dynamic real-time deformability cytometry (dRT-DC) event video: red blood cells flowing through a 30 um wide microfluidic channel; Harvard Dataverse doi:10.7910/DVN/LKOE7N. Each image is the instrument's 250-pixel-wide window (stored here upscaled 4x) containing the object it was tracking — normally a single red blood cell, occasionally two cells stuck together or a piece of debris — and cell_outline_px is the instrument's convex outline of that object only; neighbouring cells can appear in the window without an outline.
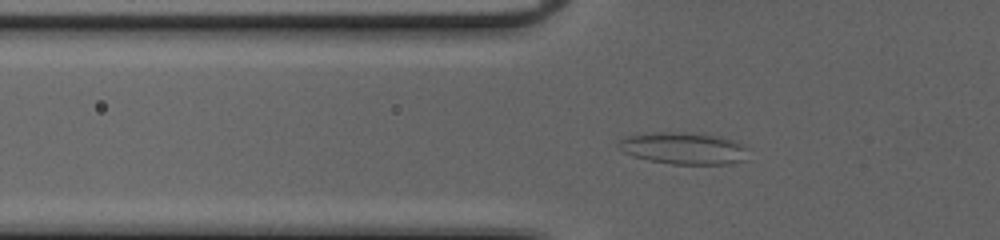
{"species": "common noctule bat (a hibernating species)", "species_latin": "Nyctalus noctula", "temperature_condition": "cold", "stored_images_in_passage": 47, "camera_frame_rate_fps": 3000, "um_per_image_px": 0.085, "animal": {"sex": "female", "body_mass_g": 20.0, "forearm_length_mm": 54.0}, "frame": {"image": 1, "passage_image": 14, "time_ms": 4.333, "image_size_px": [1000, 240], "cell_outline_px": [[744, 148], [740, 160], [728, 164], [672, 164], [648, 160], [624, 152], [616, 148], [616, 144], [620, 140], [628, 136], [656, 132], [704, 132], [732, 140], [740, 144]], "centroid_in_image_um": [58.0, 12.58], "position_along_channel_um": 67.8, "area_um2": 23.76}}
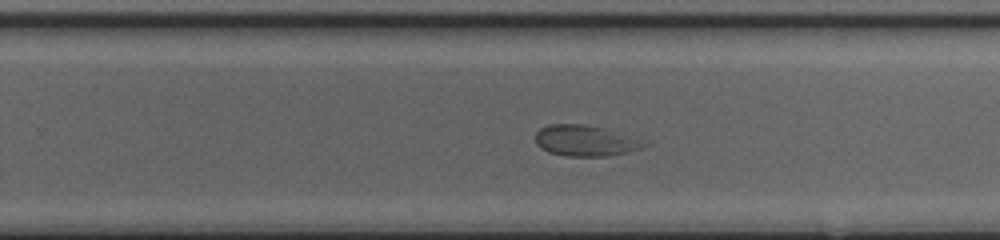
{"frame": {"image": 2, "passage_image": 30, "time_ms": 9.667, "image_size_px": [1000, 240], "cell_outline_px": [[652, 144], [628, 152], [608, 156], [564, 156], [548, 152], [540, 148], [536, 144], [536, 132], [540, 128], [548, 124], [584, 124], [604, 128]], "centroid_in_image_um": [49.71, 11.96], "position_along_channel_um": 280.1, "area_um2": 19.54}}
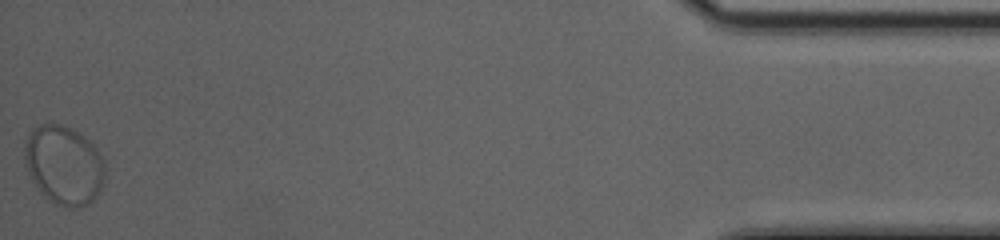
{"frame": {"image": 3, "passage_image": 47, "time_ms": 15.333, "image_size_px": [1000, 240], "cell_outline_px": [[104, 176], [100, 188], [92, 200], [88, 204], [80, 208], [72, 208], [56, 204], [44, 196], [40, 192], [28, 172], [24, 160], [24, 144], [32, 128], [40, 124], [60, 124], [84, 136], [92, 144], [104, 160]], "centroid_in_image_um": [5.4, 14.03], "position_along_channel_um": 429.8, "area_um2": 36.7}}